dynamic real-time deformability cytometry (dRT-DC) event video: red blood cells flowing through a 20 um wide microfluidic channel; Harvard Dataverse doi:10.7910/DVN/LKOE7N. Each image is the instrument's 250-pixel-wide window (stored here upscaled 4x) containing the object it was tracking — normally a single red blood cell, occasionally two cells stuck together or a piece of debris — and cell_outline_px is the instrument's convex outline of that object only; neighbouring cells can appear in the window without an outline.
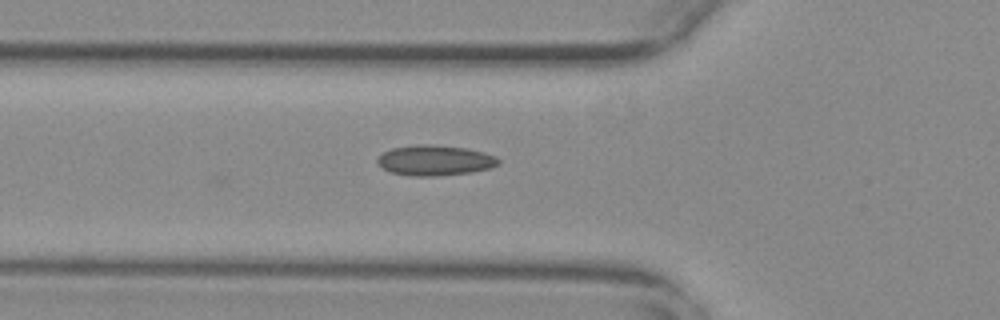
{"species": "common noctule bat (a hibernating species)", "species_latin": "Nyctalus noctula", "temperature_condition": "warm", "stored_images_in_passage": 27, "camera_frame_rate_fps": 3000, "um_per_image_px": 0.085, "animal": {"sex": "female", "body_mass_g": 29.2, "forearm_length_mm": 56.3}, "frame": {"image": 1, "passage_image": 2, "time_ms": 0.333, "image_size_px": [1000, 320], "cell_outline_px": [[500, 164], [492, 168], [472, 172], [436, 176], [412, 176], [392, 172], [384, 168], [376, 160], [384, 152], [392, 148], [420, 144], [432, 144], [468, 148], [484, 152], [496, 156], [500, 160]], "centroid_in_image_um": [37.04, 13.62], "position_along_channel_um": 88.8, "area_um2": 21.44}}
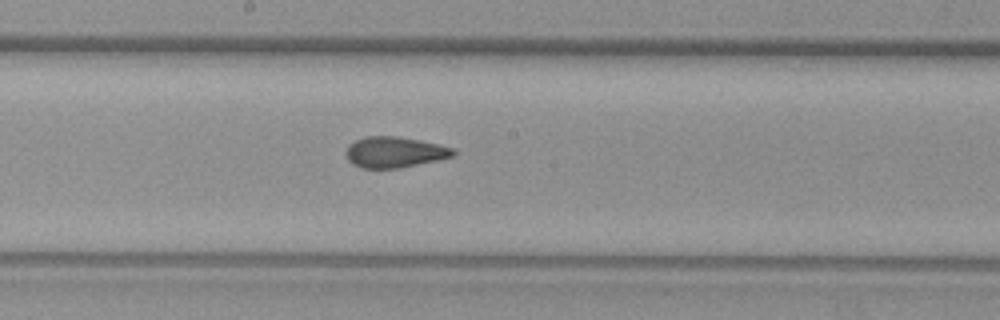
{"frame": {"image": 2, "passage_image": 12, "time_ms": 3.667, "image_size_px": [1000, 320], "cell_outline_px": [[456, 152], [452, 156], [436, 160], [400, 168], [360, 168], [352, 164], [348, 160], [344, 152], [348, 144], [364, 136], [396, 136], [420, 140], [440, 144], [456, 148]], "centroid_in_image_um": [33.51, 12.92], "position_along_channel_um": 214.7, "area_um2": 19.48}}
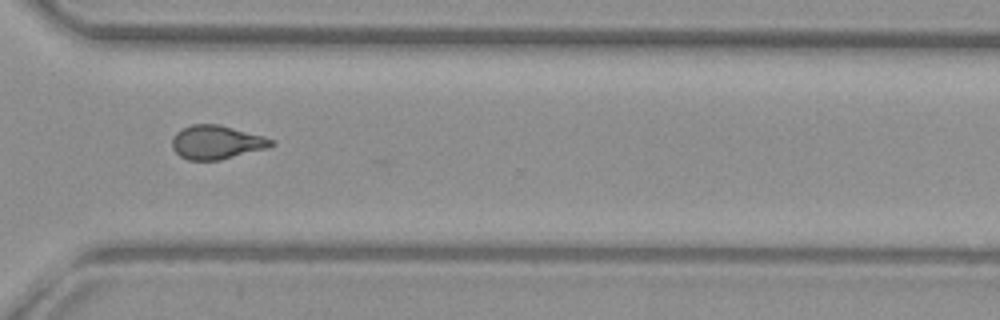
{"frame": {"image": 3, "passage_image": 23, "time_ms": 7.333, "image_size_px": [1000, 320], "cell_outline_px": [[276, 144], [268, 148], [220, 160], [188, 160], [180, 156], [172, 148], [172, 136], [176, 132], [192, 124], [220, 124], [264, 136], [272, 140]], "centroid_in_image_um": [18.41, 12.09], "position_along_channel_um": 352.2, "area_um2": 19.59}}